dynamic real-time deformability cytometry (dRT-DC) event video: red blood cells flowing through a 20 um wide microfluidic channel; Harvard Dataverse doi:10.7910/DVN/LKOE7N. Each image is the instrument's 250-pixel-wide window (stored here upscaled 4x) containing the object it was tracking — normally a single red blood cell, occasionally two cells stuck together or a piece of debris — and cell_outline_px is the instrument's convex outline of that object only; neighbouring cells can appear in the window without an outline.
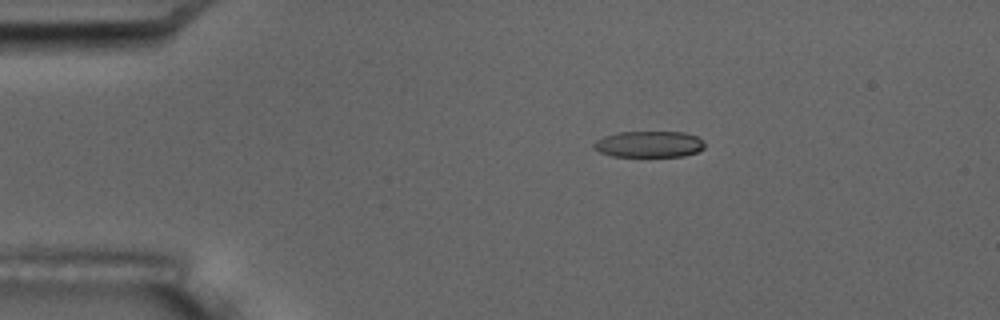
{"species": "common noctule bat (a hibernating species)", "species_latin": "Nyctalus noctula", "temperature_condition": "room temperature", "stored_images_in_passage": 3, "camera_frame_rate_fps": 3000, "um_per_image_px": 0.085, "animal": {"sex": "male", "body_mass_g": 17.5, "forearm_length_mm": 52.3}, "frame": {"image": 1, "passage_image": 1, "time_ms": 0.0, "image_size_px": [1000, 320], "cell_outline_px": [[704, 148], [696, 152], [684, 156], [612, 156], [600, 152], [592, 148], [592, 144], [596, 140], [604, 136], [620, 132], [684, 132], [696, 136], [704, 140]], "centroid_in_image_um": [55.16, 12.25], "position_along_channel_um": 29.8, "area_um2": 16.99}}